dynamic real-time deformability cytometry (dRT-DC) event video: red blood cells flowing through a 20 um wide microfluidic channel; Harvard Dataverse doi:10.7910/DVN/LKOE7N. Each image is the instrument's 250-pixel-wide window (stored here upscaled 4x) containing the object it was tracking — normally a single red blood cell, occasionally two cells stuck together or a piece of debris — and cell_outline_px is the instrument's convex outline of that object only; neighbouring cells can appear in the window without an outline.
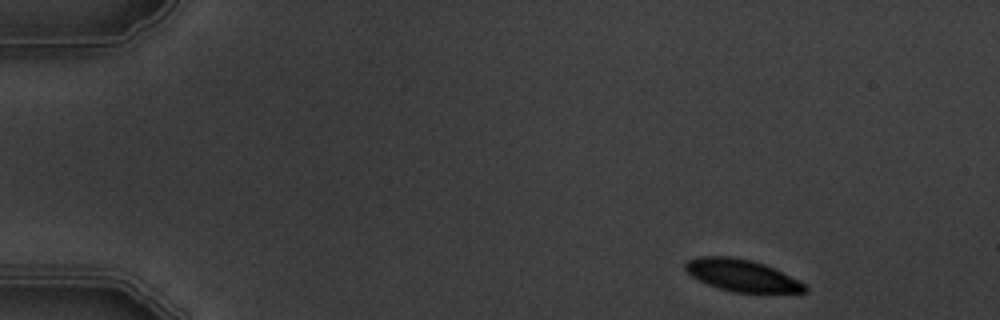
{"species": "common noctule bat (a hibernating species)", "species_latin": "Nyctalus noctula", "temperature_condition": "warm", "stored_images_in_passage": 3, "camera_frame_rate_fps": 3000, "um_per_image_px": 0.085, "animal": {"sex": "male", "body_mass_g": 19.5, "forearm_length_mm": 54.6}, "frame": {"image": 1, "passage_image": 1, "time_ms": 0.0, "image_size_px": [1000, 320], "cell_outline_px": [[808, 292], [732, 292], [708, 284], [692, 276], [684, 268], [684, 264], [688, 260], [696, 256], [732, 256], [752, 260], [764, 264], [804, 284], [808, 288]], "centroid_in_image_um": [63.0, 23.39], "position_along_channel_um": 22.0, "area_um2": 21.85}}
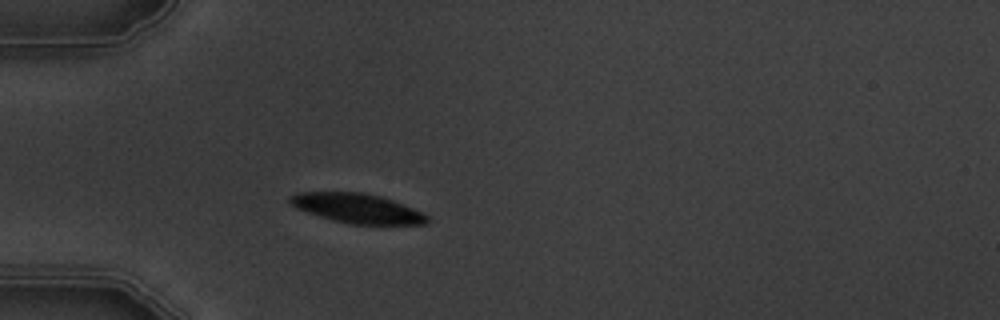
{"frame": {"image": 2, "passage_image": 3, "time_ms": 3.333, "image_size_px": [1000, 320], "cell_outline_px": [[428, 220], [424, 224], [352, 224], [332, 220], [296, 208], [288, 200], [292, 196], [300, 192], [360, 192], [380, 196], [392, 200], [412, 208], [428, 216]], "centroid_in_image_um": [30.35, 17.7], "position_along_channel_um": 54.6, "area_um2": 23.12}}